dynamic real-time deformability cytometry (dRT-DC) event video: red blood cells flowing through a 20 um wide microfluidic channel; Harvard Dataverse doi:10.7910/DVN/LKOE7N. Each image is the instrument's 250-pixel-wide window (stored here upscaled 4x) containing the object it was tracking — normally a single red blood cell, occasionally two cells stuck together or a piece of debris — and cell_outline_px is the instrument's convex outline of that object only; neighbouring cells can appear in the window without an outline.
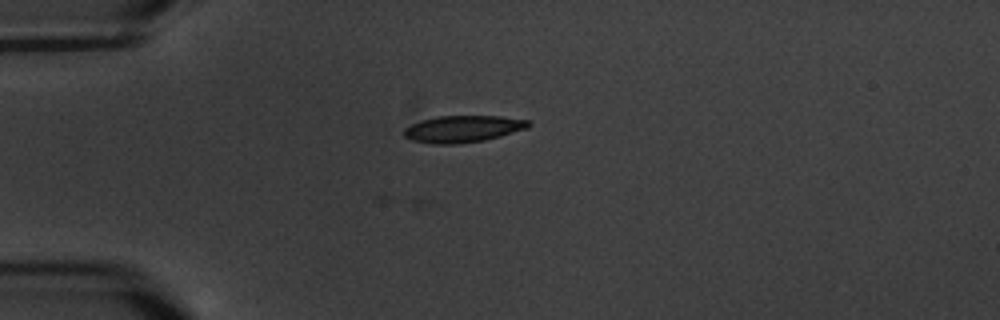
{"species": "common noctule bat (a hibernating species)", "species_latin": "Nyctalus noctula", "temperature_condition": "warm", "stored_images_in_passage": 6, "camera_frame_rate_fps": 3000, "um_per_image_px": 0.085, "animal": {"sex": "male", "body_mass_g": 20.1, "forearm_length_mm": 53.5}, "frame": {"image": 1, "passage_image": 1, "time_ms": 0.0, "image_size_px": [1000, 320], "cell_outline_px": [[532, 124], [528, 128], [500, 136], [484, 140], [456, 144], [432, 144], [412, 140], [404, 136], [404, 128], [420, 120], [436, 116], [500, 116], [528, 120]], "centroid_in_image_um": [39.34, 10.95], "position_along_channel_um": 45.7, "area_um2": 19.48}}
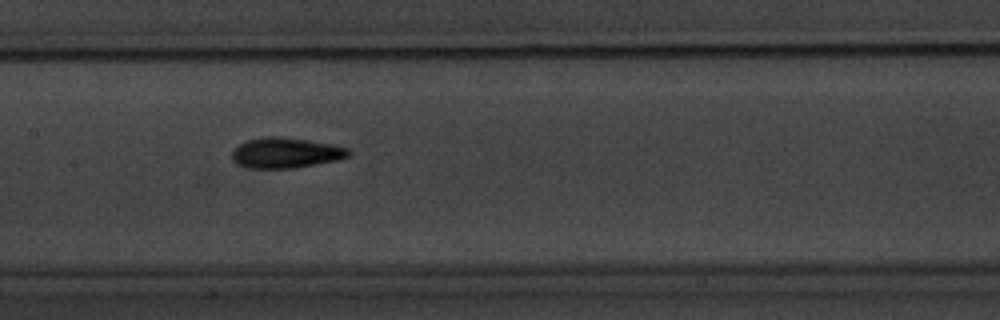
{"frame": {"image": 2, "passage_image": 5, "time_ms": 4.667, "image_size_px": [1000, 320], "cell_outline_px": [[352, 152], [348, 156], [336, 160], [316, 164], [292, 168], [244, 168], [236, 164], [232, 160], [232, 152], [240, 144], [248, 140], [264, 136], [272, 136], [308, 140], [332, 144], [348, 148]], "centroid_in_image_um": [24.27, 13.0], "position_along_channel_um": 183.1, "area_um2": 20.58}}
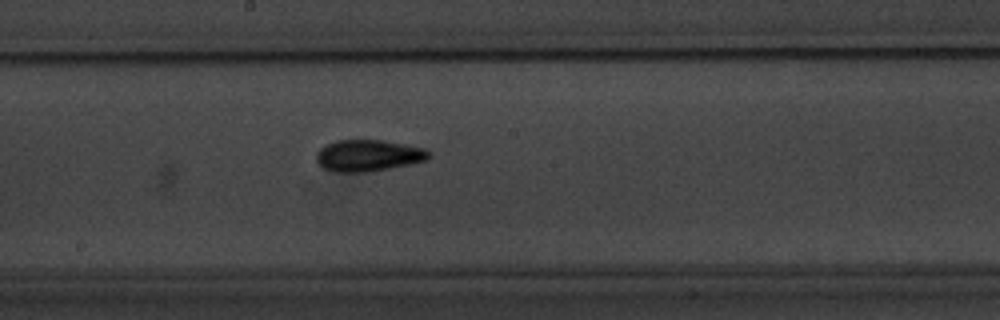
{"frame": {"image": 3, "passage_image": 6, "time_ms": 5.667, "image_size_px": [1000, 320], "cell_outline_px": [[432, 156], [428, 160], [368, 172], [336, 172], [324, 168], [316, 160], [316, 152], [320, 148], [336, 140], [384, 140], [424, 148], [432, 152]], "centroid_in_image_um": [31.33, 13.21], "position_along_channel_um": 216.9, "area_um2": 20.69}}